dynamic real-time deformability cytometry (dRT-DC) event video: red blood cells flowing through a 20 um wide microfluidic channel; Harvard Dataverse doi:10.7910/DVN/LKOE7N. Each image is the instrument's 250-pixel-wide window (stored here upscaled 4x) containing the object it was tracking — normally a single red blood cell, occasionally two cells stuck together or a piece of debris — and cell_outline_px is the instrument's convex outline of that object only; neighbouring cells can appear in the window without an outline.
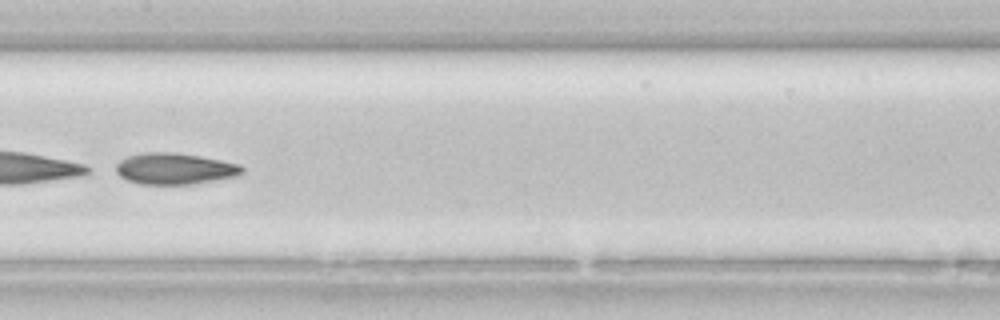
{"species": "common noctule bat (a hibernating species)", "species_latin": "Nyctalus noctula", "temperature_condition": "room temperature", "stored_images_in_passage": 43, "camera_frame_rate_fps": 3000, "um_per_image_px": 0.085, "animal": {"sex": "female", "body_mass_g": 22.7, "forearm_length_mm": 54.2}, "frame": {"image": 1, "passage_image": 22, "time_ms": 7.0, "image_size_px": [1000, 320], "cell_outline_px": [[244, 172], [240, 176], [192, 184], [140, 184], [128, 180], [120, 176], [116, 172], [116, 164], [120, 160], [128, 156], [144, 152], [172, 152], [200, 156], [240, 164], [244, 168]], "centroid_in_image_um": [14.88, 14.34], "position_along_channel_um": 192.5, "area_um2": 23.12}}